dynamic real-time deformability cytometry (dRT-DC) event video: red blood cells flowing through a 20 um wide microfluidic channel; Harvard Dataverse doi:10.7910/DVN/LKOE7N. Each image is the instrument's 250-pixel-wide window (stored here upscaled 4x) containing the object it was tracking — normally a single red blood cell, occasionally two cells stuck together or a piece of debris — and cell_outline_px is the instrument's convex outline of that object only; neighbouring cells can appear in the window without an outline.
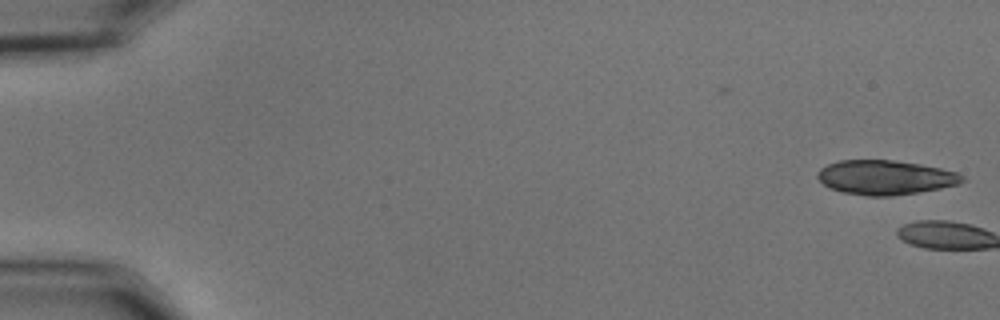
{"species": "common noctule bat (a hibernating species)", "species_latin": "Nyctalus noctula", "temperature_condition": "cold", "stored_images_in_passage": 3, "camera_frame_rate_fps": 3000, "um_per_image_px": 0.085, "animal": {"sex": "male", "body_mass_g": 15.6}, "frame": {"image": 1, "passage_image": 1, "time_ms": 0.0, "image_size_px": [1000, 320], "cell_outline_px": [[968, 180], [956, 184], [940, 188], [920, 192], [892, 196], [864, 196], [844, 192], [828, 188], [816, 176], [816, 172], [820, 168], [828, 164], [840, 160], [892, 160], [920, 164], [940, 168], [956, 172], [964, 176]], "centroid_in_image_um": [75.24, 15.08], "position_along_channel_um": 9.8, "area_um2": 29.13}}